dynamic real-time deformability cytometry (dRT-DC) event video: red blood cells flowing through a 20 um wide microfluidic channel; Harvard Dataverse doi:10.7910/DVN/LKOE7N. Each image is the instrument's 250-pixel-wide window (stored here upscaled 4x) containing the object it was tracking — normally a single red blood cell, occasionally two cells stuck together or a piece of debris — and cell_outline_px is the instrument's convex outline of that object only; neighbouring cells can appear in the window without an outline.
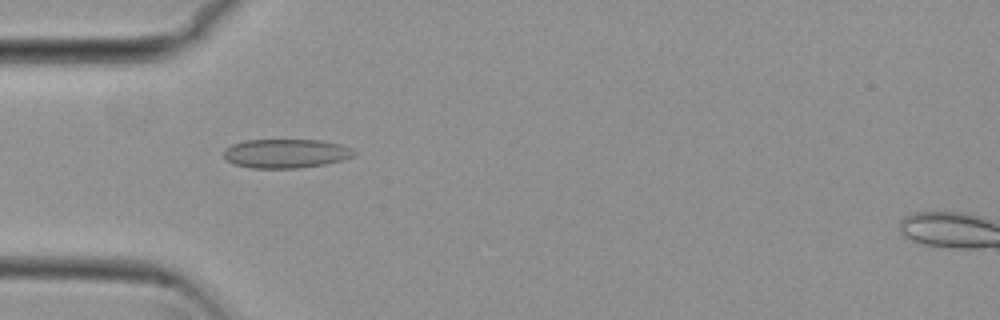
{"species": "common noctule bat (a hibernating species)", "species_latin": "Nyctalus noctula", "temperature_condition": "cold", "stored_images_in_passage": 39, "camera_frame_rate_fps": 3000, "um_per_image_px": 0.085, "animal": {"sex": "female", "body_mass_g": 29.2, "forearm_length_mm": 56.3}, "frame": {"image": 1, "passage_image": 2, "time_ms": 0.333, "image_size_px": [1000, 320], "cell_outline_px": [[356, 152], [352, 156], [340, 160], [324, 164], [296, 168], [252, 168], [236, 164], [228, 160], [224, 156], [224, 148], [232, 144], [248, 140], [320, 140], [340, 144]], "centroid_in_image_um": [24.27, 13.04], "position_along_channel_um": 60.7, "area_um2": 21.68}}
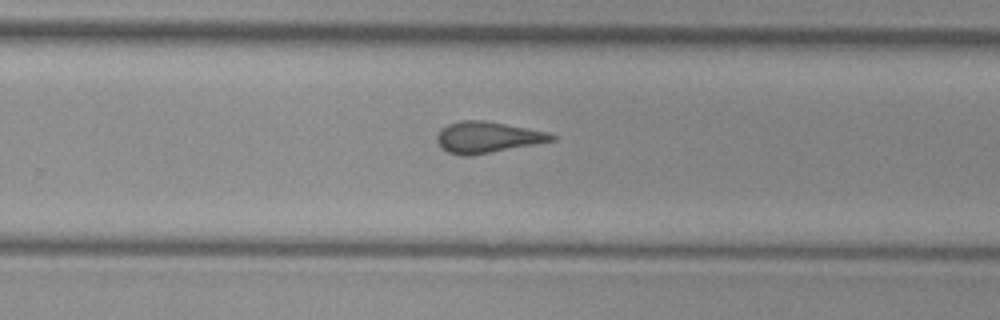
{"frame": {"image": 2, "passage_image": 20, "time_ms": 6.333, "image_size_px": [1000, 320], "cell_outline_px": [[556, 140], [536, 144], [472, 156], [460, 156], [448, 152], [436, 140], [436, 136], [440, 128], [448, 124], [460, 120], [484, 120], [548, 132], [556, 136]], "centroid_in_image_um": [41.42, 11.67], "position_along_channel_um": 288.4, "area_um2": 20.92}}
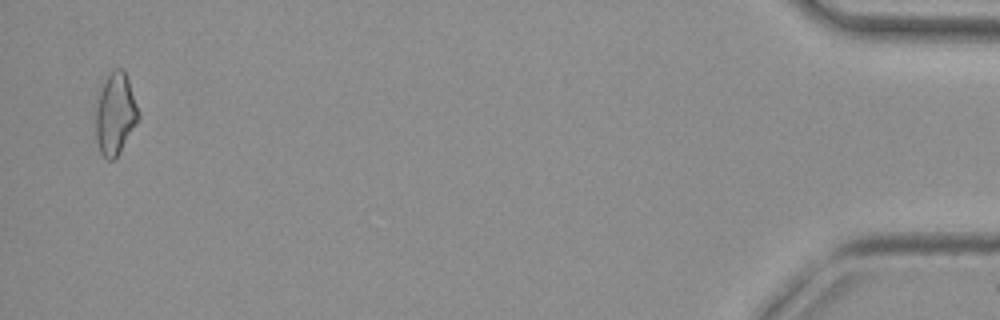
{"frame": {"image": 3, "passage_image": 38, "time_ms": 12.333, "image_size_px": [1000, 320], "cell_outline_px": [[140, 116], [120, 152], [112, 160], [108, 160], [100, 152], [96, 140], [96, 108], [100, 88], [104, 80], [116, 68], [120, 68], [124, 72], [128, 80], [140, 112]], "centroid_in_image_um": [9.8, 9.69], "position_along_channel_um": 425.4, "area_um2": 20.06}, "authors_computed_cell_mechanics": {"area_um2": 20.4612, "velocity_mm_per_s": 3.8338, "shape_relaxation_time_tau1_ms": null, "shape_relaxation_time_tau2_ms": 1.8349, "deformation_change_tau1": null, "deformation_change_tau2": 0.066}}